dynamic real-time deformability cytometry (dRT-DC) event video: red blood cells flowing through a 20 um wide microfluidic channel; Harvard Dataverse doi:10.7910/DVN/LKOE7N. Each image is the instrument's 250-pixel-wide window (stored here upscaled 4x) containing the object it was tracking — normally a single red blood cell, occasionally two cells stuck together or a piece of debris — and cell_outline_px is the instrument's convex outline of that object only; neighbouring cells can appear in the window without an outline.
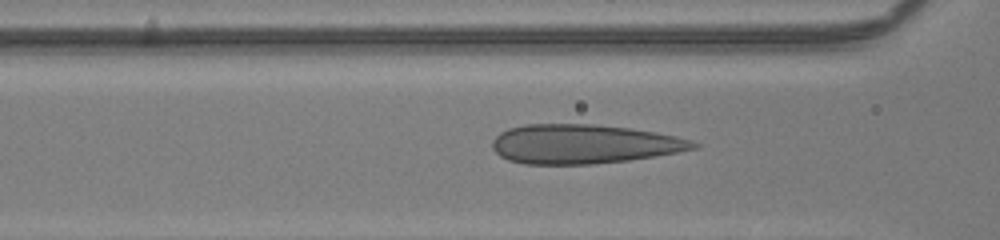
{"species": "human", "species_latin": "Homo sapiens", "temperature_condition": "room temperature", "stored_images_in_passage": 32, "camera_frame_rate_fps": 3000, "um_per_image_px": 0.085, "donor": {"sex": "male"}, "frame": {"image": 1, "passage_image": 8, "time_ms": 2.333, "image_size_px": [1000, 240], "cell_outline_px": [[700, 144], [696, 148], [676, 152], [628, 160], [592, 164], [524, 164], [508, 160], [500, 156], [492, 148], [492, 140], [500, 132], [508, 128], [524, 124], [596, 124], [632, 128], [656, 132], [676, 136], [692, 140]], "centroid_in_image_um": [49.58, 12.23], "position_along_channel_um": 117.0, "area_um2": 46.07}}
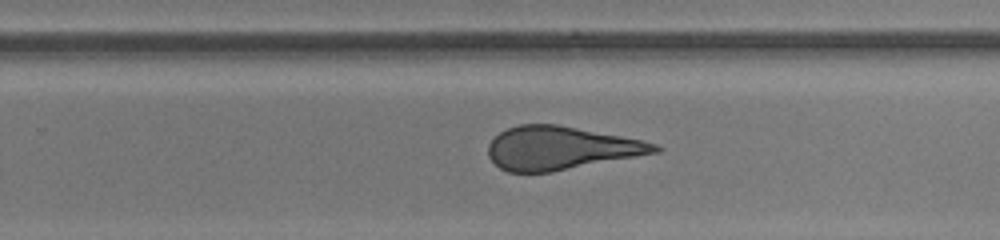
{"frame": {"image": 2, "passage_image": 20, "time_ms": 6.333, "image_size_px": [1000, 240], "cell_outline_px": [[664, 148], [660, 152], [552, 172], [508, 172], [500, 168], [488, 156], [488, 144], [500, 132], [508, 128], [520, 124], [556, 124], [620, 136], [640, 140], [656, 144]], "centroid_in_image_um": [47.65, 12.59], "position_along_channel_um": 282.1, "area_um2": 41.73}}
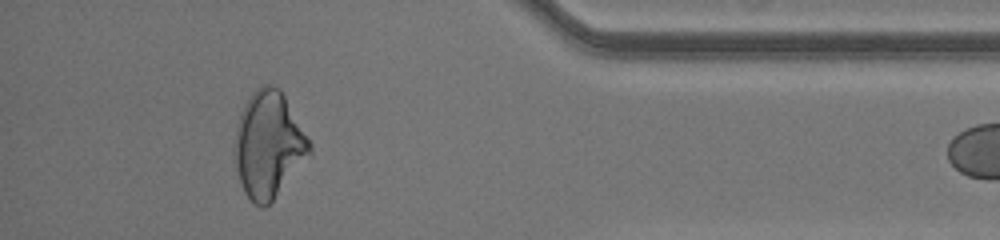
{"frame": {"image": 3, "passage_image": 31, "time_ms": 10.0, "image_size_px": [1000, 240], "cell_outline_px": [[312, 156], [272, 200], [264, 208], [260, 208], [244, 192], [240, 180], [232, 148], [236, 124], [240, 112], [244, 104], [252, 92], [256, 88], [264, 84], [272, 84], [280, 88], [312, 144]], "centroid_in_image_um": [22.83, 12.28], "position_along_channel_um": 412.4, "area_um2": 46.88}}